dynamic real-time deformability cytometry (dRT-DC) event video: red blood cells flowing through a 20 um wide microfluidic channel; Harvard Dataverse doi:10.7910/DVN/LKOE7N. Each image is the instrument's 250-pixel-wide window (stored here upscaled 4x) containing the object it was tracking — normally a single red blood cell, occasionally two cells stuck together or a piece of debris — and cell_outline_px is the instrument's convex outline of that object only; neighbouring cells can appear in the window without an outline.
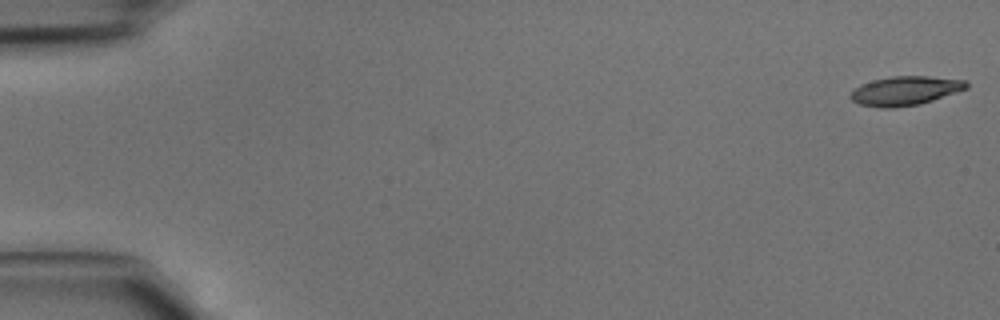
{"species": "common noctule bat (a hibernating species)", "species_latin": "Nyctalus noctula", "temperature_condition": "cold", "stored_images_in_passage": 46, "camera_frame_rate_fps": 3000, "um_per_image_px": 0.085, "animal": {"sex": "male", "body_mass_g": 15.6}, "frame": {"image": 1, "passage_image": 1, "time_ms": 0.0, "image_size_px": [1000, 320], "cell_outline_px": [[968, 88], [920, 104], [892, 108], [884, 108], [860, 104], [852, 100], [848, 96], [860, 84], [872, 80], [892, 76], [928, 76], [964, 80], [968, 84]], "centroid_in_image_um": [76.92, 7.71], "position_along_channel_um": 8.1, "area_um2": 19.48}}
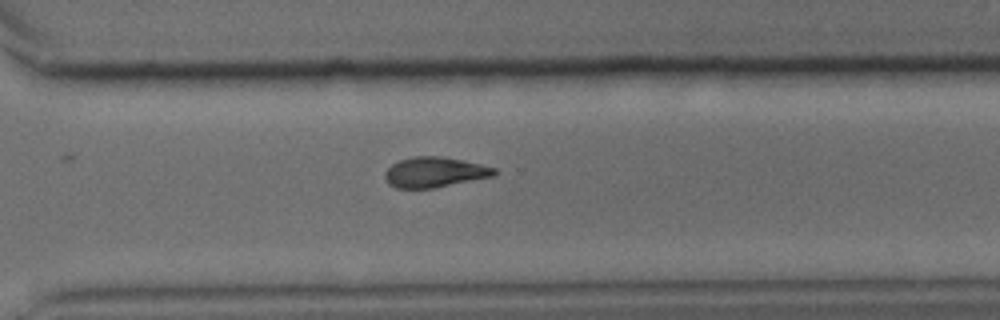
{"frame": {"image": 2, "passage_image": 33, "time_ms": 10.667, "image_size_px": [1000, 320], "cell_outline_px": [[500, 172], [496, 176], [436, 188], [396, 188], [388, 184], [384, 176], [384, 172], [392, 164], [400, 160], [412, 156], [440, 156], [464, 160], [496, 168]], "centroid_in_image_um": [36.99, 14.64], "position_along_channel_um": 333.6, "area_um2": 19.65}}
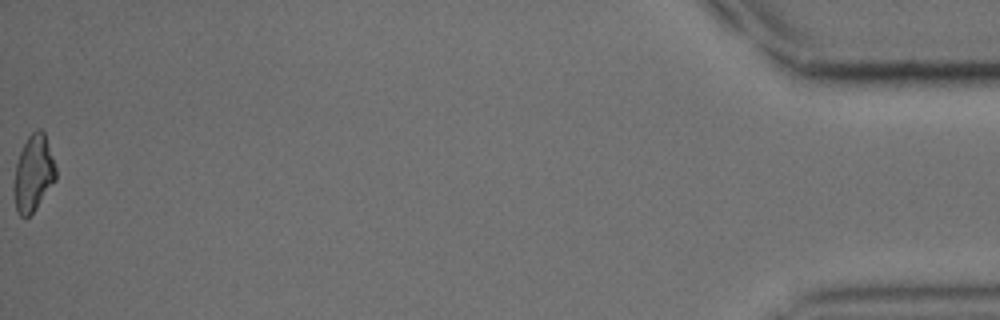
{"frame": {"image": 3, "passage_image": 46, "time_ms": 15.0, "image_size_px": [1000, 320], "cell_outline_px": [[56, 180], [36, 208], [28, 216], [20, 216], [16, 212], [12, 188], [16, 164], [20, 152], [28, 136], [36, 128], [40, 128], [44, 132], [56, 168]], "centroid_in_image_um": [2.82, 14.74], "position_along_channel_um": 432.4, "area_um2": 18.67}}